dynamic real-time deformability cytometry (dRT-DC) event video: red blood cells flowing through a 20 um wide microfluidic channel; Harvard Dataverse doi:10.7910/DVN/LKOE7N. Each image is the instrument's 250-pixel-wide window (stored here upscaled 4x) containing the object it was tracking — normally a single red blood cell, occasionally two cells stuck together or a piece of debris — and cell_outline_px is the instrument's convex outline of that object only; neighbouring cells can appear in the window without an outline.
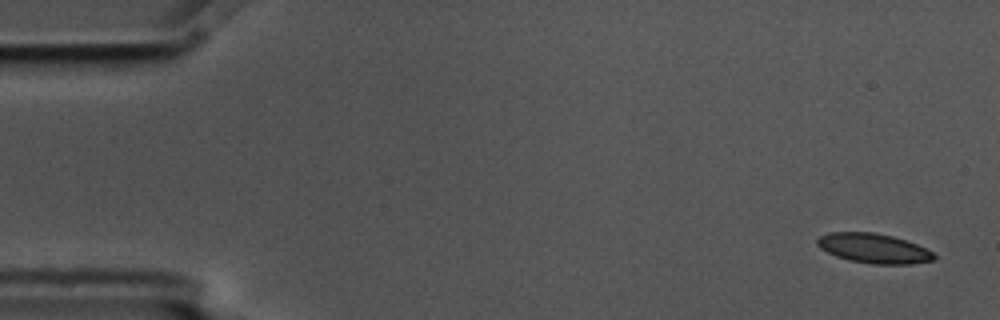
{"species": "common noctule bat (a hibernating species)", "species_latin": "Nyctalus noctula", "temperature_condition": "cold", "stored_images_in_passage": 14, "camera_frame_rate_fps": 3000, "um_per_image_px": 0.085, "animal": {"sex": "male", "body_mass_g": 17.5, "forearm_length_mm": 52.3}, "frame": {"image": 1, "passage_image": 1, "time_ms": 0.0, "image_size_px": [1000, 320], "cell_outline_px": [[936, 260], [908, 264], [872, 264], [848, 260], [836, 256], [820, 248], [816, 244], [816, 240], [820, 236], [828, 232], [876, 232], [892, 236], [916, 244], [932, 252], [936, 256]], "centroid_in_image_um": [74.24, 21.11], "position_along_channel_um": 10.8, "area_um2": 20.17}}
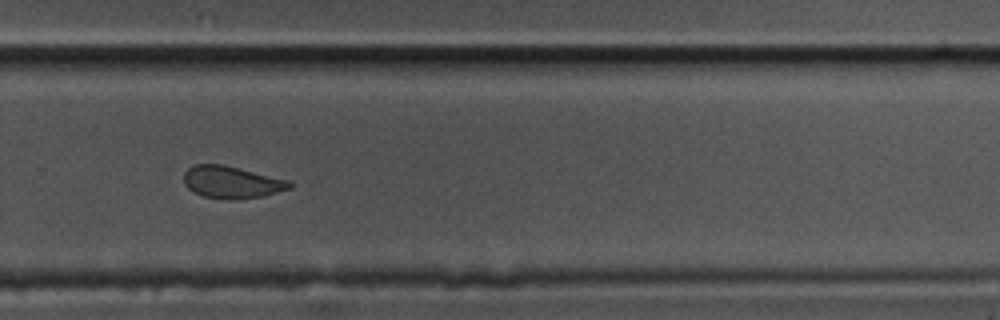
{"frame": {"image": 2, "passage_image": 10, "time_ms": 3.0, "image_size_px": [1000, 320], "cell_outline_px": [[292, 188], [264, 196], [232, 200], [204, 196], [188, 188], [184, 184], [184, 172], [192, 164], [224, 164], [292, 180]], "centroid_in_image_um": [19.74, 15.47], "position_along_channel_um": 310.1, "area_um2": 20.11}}
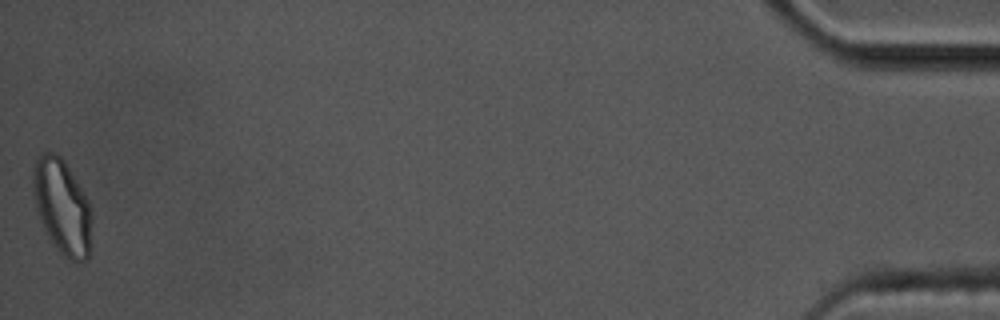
{"frame": {"image": 3, "passage_image": 14, "time_ms": 4.333, "image_size_px": [1000, 320], "cell_outline_px": [[92, 252], [88, 260], [72, 260], [64, 256], [52, 240], [36, 212], [32, 192], [32, 168], [36, 156], [44, 152], [56, 152], [64, 160], [88, 200], [92, 212]], "centroid_in_image_um": [5.29, 17.54], "position_along_channel_um": 429.9, "area_um2": 32.89}}